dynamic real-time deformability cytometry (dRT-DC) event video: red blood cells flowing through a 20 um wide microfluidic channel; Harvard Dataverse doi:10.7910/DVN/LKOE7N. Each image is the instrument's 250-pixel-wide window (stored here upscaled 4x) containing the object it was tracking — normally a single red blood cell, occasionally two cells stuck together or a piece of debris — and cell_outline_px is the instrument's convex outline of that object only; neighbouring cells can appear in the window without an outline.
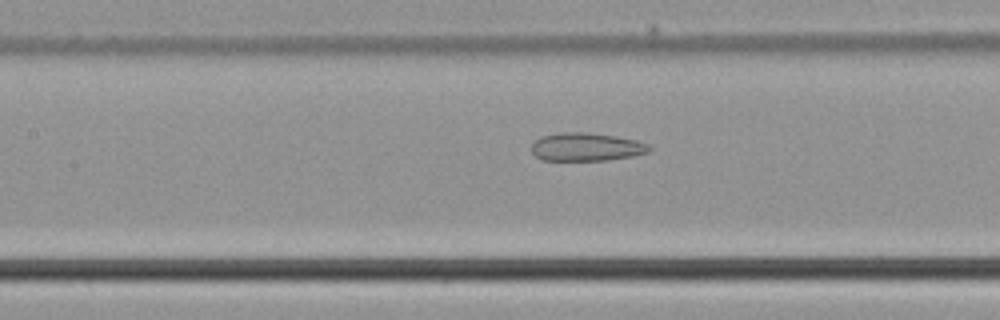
{"species": "common noctule bat (a hibernating species)", "species_latin": "Nyctalus noctula", "temperature_condition": "cold", "stored_images_in_passage": 49, "camera_frame_rate_fps": 3000, "um_per_image_px": 0.085, "animal": {"sex": "male", "body_mass_g": 21.5, "forearm_length_mm": 52.0}, "frame": {"image": 1, "passage_image": 22, "time_ms": 7.0, "image_size_px": [1000, 320], "cell_outline_px": [[652, 148], [648, 152], [632, 156], [608, 160], [544, 160], [536, 156], [532, 152], [532, 144], [540, 136], [560, 132], [588, 132], [616, 136], [636, 140], [648, 144]], "centroid_in_image_um": [49.84, 12.48], "position_along_channel_um": 157.6, "area_um2": 19.36}}
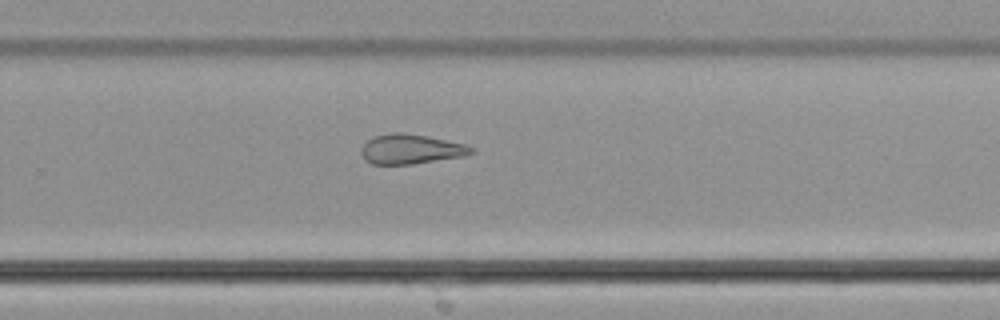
{"frame": {"image": 2, "passage_image": 32, "time_ms": 10.333, "image_size_px": [1000, 320], "cell_outline_px": [[476, 152], [464, 156], [412, 164], [372, 164], [364, 160], [360, 152], [360, 148], [372, 136], [392, 132], [404, 132], [428, 136], [464, 144], [476, 148]], "centroid_in_image_um": [34.91, 12.67], "position_along_channel_um": 294.9, "area_um2": 19.31}}
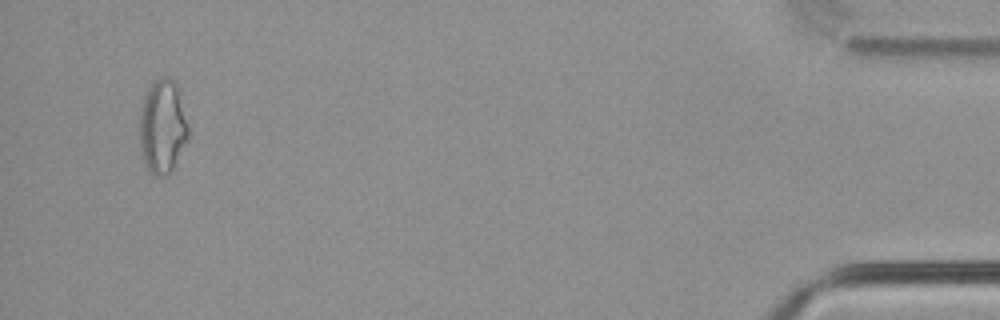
{"frame": {"image": 3, "passage_image": 47, "time_ms": 15.333, "image_size_px": [1000, 320], "cell_outline_px": [[188, 140], [172, 168], [164, 176], [156, 176], [148, 168], [140, 152], [140, 112], [144, 96], [148, 88], [160, 76], [168, 76], [176, 80], [188, 124]], "centroid_in_image_um": [13.82, 10.71], "position_along_channel_um": 421.4, "area_um2": 26.59}}